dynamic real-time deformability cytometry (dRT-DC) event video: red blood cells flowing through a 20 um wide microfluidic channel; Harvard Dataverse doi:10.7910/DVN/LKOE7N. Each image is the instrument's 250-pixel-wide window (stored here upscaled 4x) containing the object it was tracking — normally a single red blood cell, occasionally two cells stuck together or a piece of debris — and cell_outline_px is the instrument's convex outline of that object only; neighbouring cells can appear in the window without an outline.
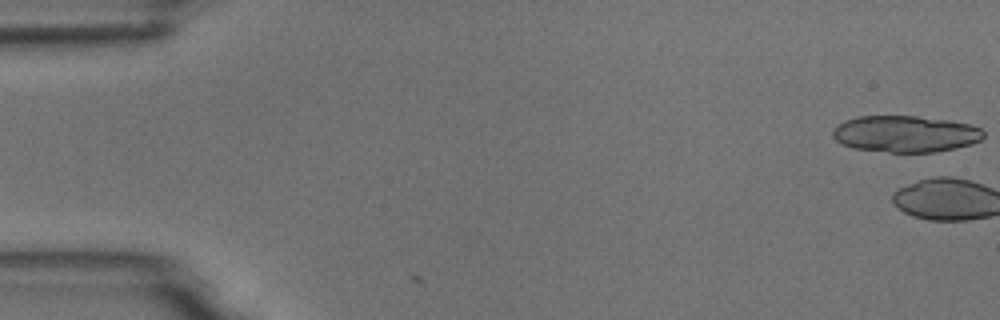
{"species": "common noctule bat (a hibernating species)", "species_latin": "Nyctalus noctula", "temperature_condition": "room temperature", "stored_images_in_passage": 2, "camera_frame_rate_fps": 3000, "um_per_image_px": 0.085, "animal": {"sex": "male", "body_mass_g": 18.8}, "frame": {"image": 1, "passage_image": 2, "time_ms": 0.333, "image_size_px": [1000, 320], "cell_outline_px": [[984, 136], [980, 140], [972, 144], [956, 148], [932, 152], [888, 152], [852, 148], [836, 140], [832, 136], [832, 132], [844, 120], [856, 116], [916, 116], [948, 120], [968, 124], [980, 128], [984, 132]], "centroid_in_image_um": [76.96, 11.38], "position_along_channel_um": 8.0, "area_um2": 32.02}}